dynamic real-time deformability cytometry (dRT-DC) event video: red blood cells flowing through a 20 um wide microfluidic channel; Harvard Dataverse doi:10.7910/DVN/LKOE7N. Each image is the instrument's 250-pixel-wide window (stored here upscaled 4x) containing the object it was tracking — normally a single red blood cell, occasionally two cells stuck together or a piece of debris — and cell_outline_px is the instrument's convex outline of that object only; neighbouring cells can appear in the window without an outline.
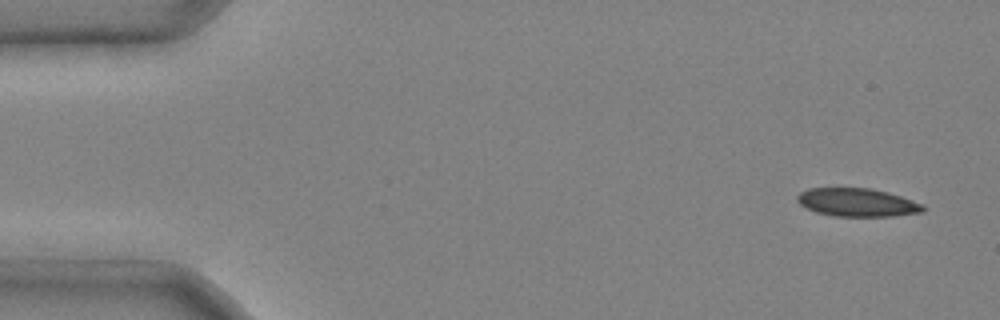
{"species": "common noctule bat (a hibernating species)", "species_latin": "Nyctalus noctula", "temperature_condition": "cold", "stored_images_in_passage": 4, "camera_frame_rate_fps": 3000, "um_per_image_px": 0.085, "animal": {"sex": "male", "body_mass_g": 20.4}, "frame": {"image": 1, "passage_image": 1, "time_ms": 0.0, "image_size_px": [1000, 320], "cell_outline_px": [[924, 212], [892, 216], [832, 216], [816, 212], [800, 204], [796, 200], [796, 196], [800, 192], [808, 188], [868, 188], [900, 196], [924, 204]], "centroid_in_image_um": [72.84, 17.21], "position_along_channel_um": 12.2, "area_um2": 20.58}}
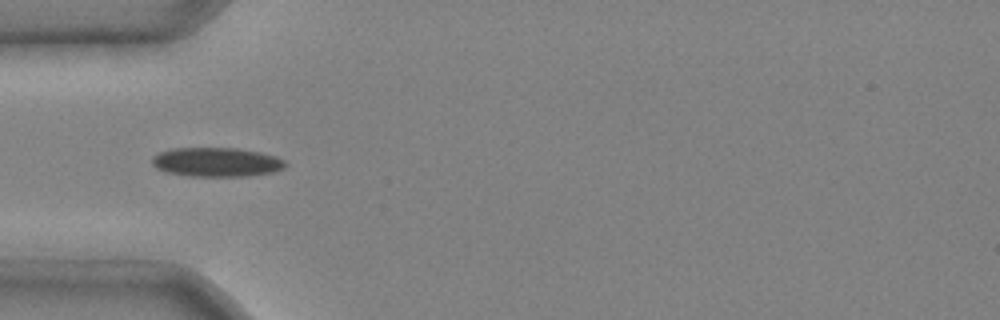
{"frame": {"image": 2, "passage_image": 3, "time_ms": 0.667, "image_size_px": [1000, 320], "cell_outline_px": [[288, 164], [284, 168], [272, 172], [248, 176], [188, 176], [164, 172], [156, 168], [152, 164], [152, 156], [160, 152], [172, 148], [240, 148], [260, 152], [276, 156], [284, 160]], "centroid_in_image_um": [18.4, 13.78], "position_along_channel_um": 66.6, "area_um2": 22.89}}
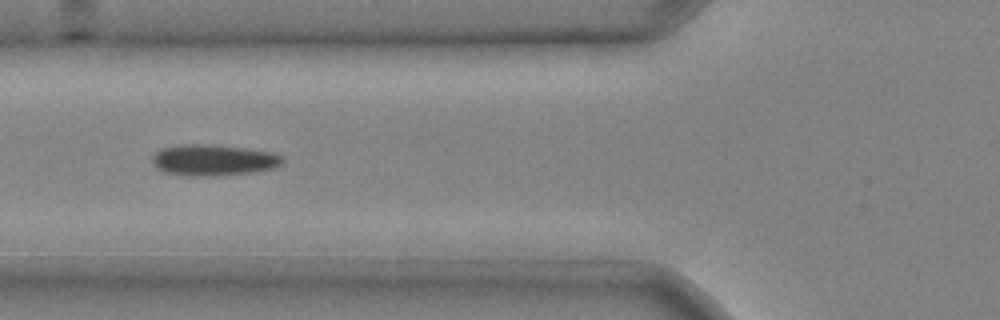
{"frame": {"image": 3, "passage_image": 4, "time_ms": 1.0, "image_size_px": [1000, 320], "cell_outline_px": [[284, 164], [272, 168], [252, 172], [200, 176], [184, 176], [164, 172], [156, 168], [152, 164], [152, 156], [160, 148], [176, 144], [216, 144], [272, 152], [284, 156]], "centroid_in_image_um": [18.1, 13.59], "position_along_channel_um": 107.7, "area_um2": 23.93}}